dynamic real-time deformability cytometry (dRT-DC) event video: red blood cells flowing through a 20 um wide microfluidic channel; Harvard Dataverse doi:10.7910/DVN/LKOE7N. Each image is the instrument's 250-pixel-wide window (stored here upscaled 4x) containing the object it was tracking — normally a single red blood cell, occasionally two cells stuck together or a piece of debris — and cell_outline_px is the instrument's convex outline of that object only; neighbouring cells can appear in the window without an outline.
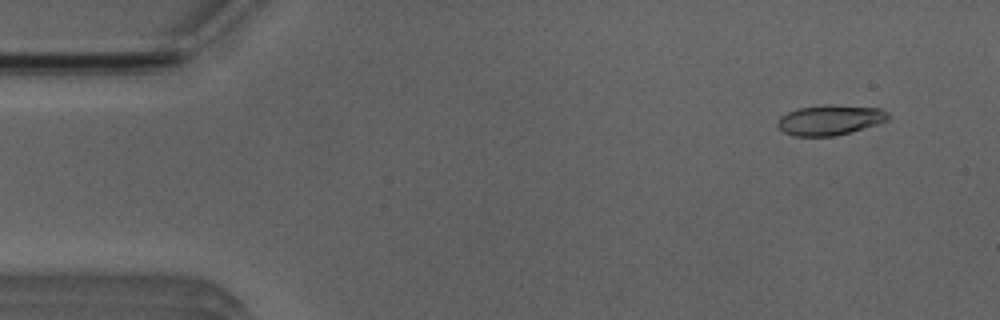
{"species": "Egyptian fruit bat (a non-hibernating species)", "species_latin": "Rousettus aegyptiacus", "temperature_condition": "room temperature", "stored_images_in_passage": 4, "camera_frame_rate_fps": 3000, "um_per_image_px": 0.085, "animal": {"sex": "male"}, "frame": {"image": 1, "passage_image": 2, "time_ms": 1.0, "image_size_px": [1000, 320], "cell_outline_px": [[888, 120], [876, 124], [836, 136], [796, 136], [784, 132], [776, 124], [780, 116], [788, 112], [800, 108], [828, 104], [880, 108], [888, 112]], "centroid_in_image_um": [70.54, 10.19], "position_along_channel_um": 14.5, "area_um2": 19.25}}